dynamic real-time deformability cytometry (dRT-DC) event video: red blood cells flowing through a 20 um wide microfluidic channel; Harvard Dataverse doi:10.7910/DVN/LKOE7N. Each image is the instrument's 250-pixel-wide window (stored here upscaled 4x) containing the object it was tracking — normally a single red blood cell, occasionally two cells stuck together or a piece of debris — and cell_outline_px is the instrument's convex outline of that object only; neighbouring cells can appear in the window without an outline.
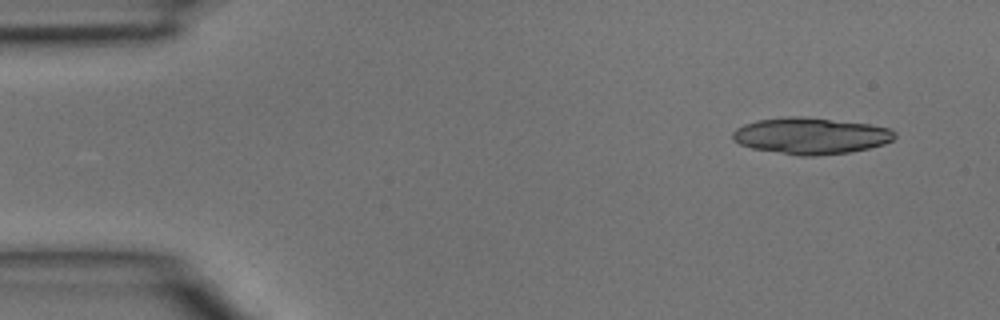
{"species": "common noctule bat (a hibernating species)", "species_latin": "Nyctalus noctula", "temperature_condition": "room temperature", "stored_images_in_passage": 4, "segment_of_instrument_passage": [2, 2], "camera_frame_rate_fps": 3000, "um_per_image_px": 0.085, "animal": {"sex": "male", "body_mass_g": 15.6}, "frame": {"image": 1, "passage_image": 4, "time_ms": 1.0, "image_size_px": [1000, 320], "cell_outline_px": [[896, 136], [892, 140], [884, 144], [868, 148], [848, 152], [812, 156], [800, 156], [752, 148], [740, 144], [732, 140], [732, 132], [736, 128], [744, 124], [756, 120], [788, 116], [796, 116], [868, 124], [892, 128], [896, 132]], "centroid_in_image_um": [68.9, 11.54], "position_along_channel_um": 16.1, "area_um2": 34.28}}